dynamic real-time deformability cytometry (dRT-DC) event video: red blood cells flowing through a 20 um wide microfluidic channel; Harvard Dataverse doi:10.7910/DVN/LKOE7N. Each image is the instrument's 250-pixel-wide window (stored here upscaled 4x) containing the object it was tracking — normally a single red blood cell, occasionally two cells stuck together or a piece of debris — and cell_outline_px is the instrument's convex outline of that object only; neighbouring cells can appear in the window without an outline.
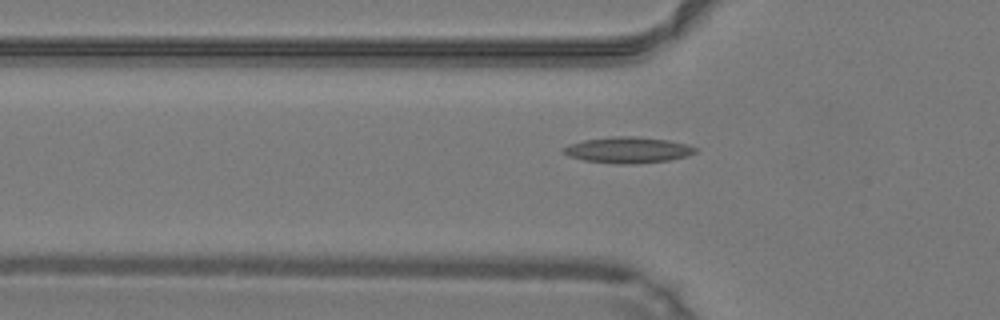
{"species": "common noctule bat (a hibernating species)", "species_latin": "Nyctalus noctula", "temperature_condition": "warm", "stored_images_in_passage": 34, "camera_frame_rate_fps": 3000, "um_per_image_px": 0.085, "animal": {"sex": "male", "body_mass_g": 19.2, "forearm_length_mm": 51.8}, "frame": {"image": 1, "passage_image": 5, "time_ms": 1.333, "image_size_px": [1000, 320], "cell_outline_px": [[696, 152], [688, 156], [668, 160], [632, 164], [616, 164], [584, 160], [568, 156], [560, 152], [560, 148], [568, 144], [584, 140], [612, 136], [636, 136], [668, 140], [688, 144], [696, 148]], "centroid_in_image_um": [53.32, 12.74], "position_along_channel_um": 72.5, "area_um2": 20.23}}
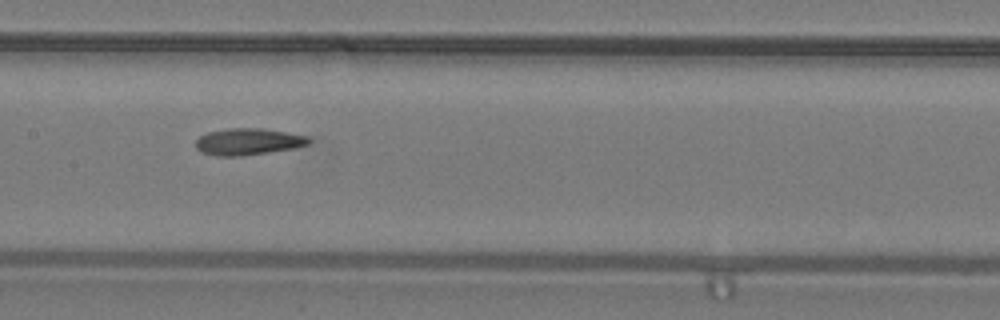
{"frame": {"image": 2, "passage_image": 13, "time_ms": 4.0, "image_size_px": [1000, 320], "cell_outline_px": [[312, 140], [308, 144], [296, 148], [240, 156], [216, 156], [200, 152], [196, 148], [196, 140], [200, 136], [208, 132], [228, 128], [264, 128], [308, 136]], "centroid_in_image_um": [21.1, 12.04], "position_along_channel_um": 186.3, "area_um2": 17.69}}
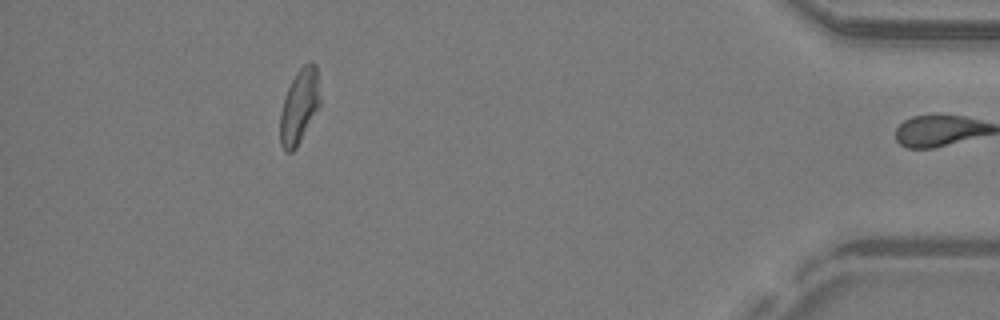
{"frame": {"image": 3, "passage_image": 33, "time_ms": 10.667, "image_size_px": [1000, 320], "cell_outline_px": [[320, 104], [296, 148], [292, 152], [284, 152], [280, 144], [280, 116], [284, 96], [296, 72], [304, 64], [316, 64], [320, 96]], "centroid_in_image_um": [25.42, 9.06], "position_along_channel_um": 409.8, "area_um2": 17.11}, "authors_computed_cell_mechanics": {"area_um2": 17.5134, "velocity_mm_per_s": 4.2362, "shape_relaxation_time_tau1_ms": null, "shape_relaxation_time_tau2_ms": 8.8242, "deformation_change_tau1": null, "deformation_change_tau2": 0.2284}}